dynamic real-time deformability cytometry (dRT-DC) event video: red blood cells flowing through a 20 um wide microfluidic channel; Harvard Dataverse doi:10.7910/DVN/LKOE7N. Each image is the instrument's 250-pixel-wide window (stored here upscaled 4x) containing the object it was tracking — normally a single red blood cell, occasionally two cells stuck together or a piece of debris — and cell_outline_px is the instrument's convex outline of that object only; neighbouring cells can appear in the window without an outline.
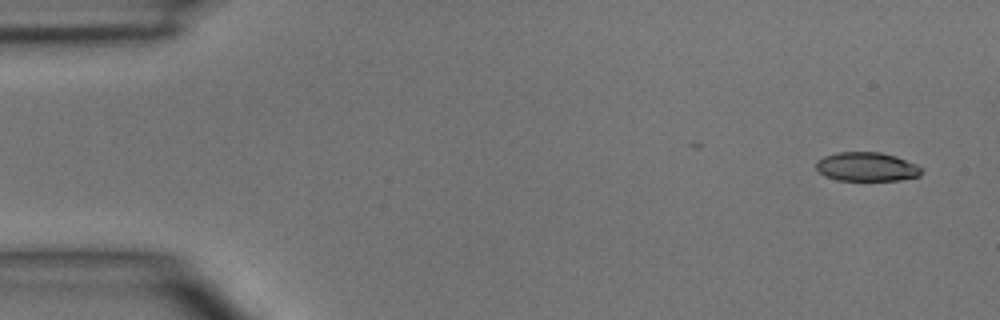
{"species": "common noctule bat (a hibernating species)", "species_latin": "Nyctalus noctula", "temperature_condition": "room temperature", "stored_images_in_passage": 5, "segment_of_instrument_passage": [1, 2], "camera_frame_rate_fps": 3000, "um_per_image_px": 0.085, "animal": {"sex": "male", "body_mass_g": 15.6}, "frame": {"image": 1, "passage_image": 1, "time_ms": 0.0, "image_size_px": [1000, 320], "cell_outline_px": [[924, 172], [920, 176], [900, 180], [836, 180], [824, 176], [816, 168], [816, 160], [824, 156], [836, 152], [880, 152], [896, 156], [916, 164], [924, 168]], "centroid_in_image_um": [73.69, 14.17], "position_along_channel_um": 11.3, "area_um2": 18.03}}